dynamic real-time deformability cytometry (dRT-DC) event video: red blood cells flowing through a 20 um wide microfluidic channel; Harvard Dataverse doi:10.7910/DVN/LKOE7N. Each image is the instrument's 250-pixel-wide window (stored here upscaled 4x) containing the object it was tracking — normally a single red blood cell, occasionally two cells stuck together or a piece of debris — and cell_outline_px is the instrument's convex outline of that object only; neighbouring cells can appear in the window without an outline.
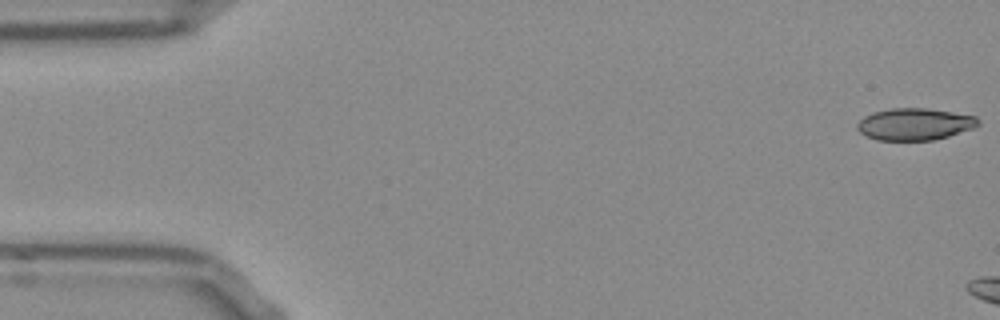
{"species": "Egyptian fruit bat (a non-hibernating species)", "species_latin": "Rousettus aegyptiacus", "temperature_condition": "room temperature", "stored_images_in_passage": 7, "camera_frame_rate_fps": 3000, "um_per_image_px": 0.085, "frame": {"image": 1, "passage_image": 1, "time_ms": 0.0, "image_size_px": [1000, 320], "cell_outline_px": [[980, 124], [976, 128], [948, 136], [932, 140], [876, 140], [860, 132], [856, 128], [856, 124], [864, 116], [872, 112], [892, 108], [928, 108], [976, 116], [980, 120]], "centroid_in_image_um": [77.77, 10.55], "position_along_channel_um": 7.2, "area_um2": 22.66}}